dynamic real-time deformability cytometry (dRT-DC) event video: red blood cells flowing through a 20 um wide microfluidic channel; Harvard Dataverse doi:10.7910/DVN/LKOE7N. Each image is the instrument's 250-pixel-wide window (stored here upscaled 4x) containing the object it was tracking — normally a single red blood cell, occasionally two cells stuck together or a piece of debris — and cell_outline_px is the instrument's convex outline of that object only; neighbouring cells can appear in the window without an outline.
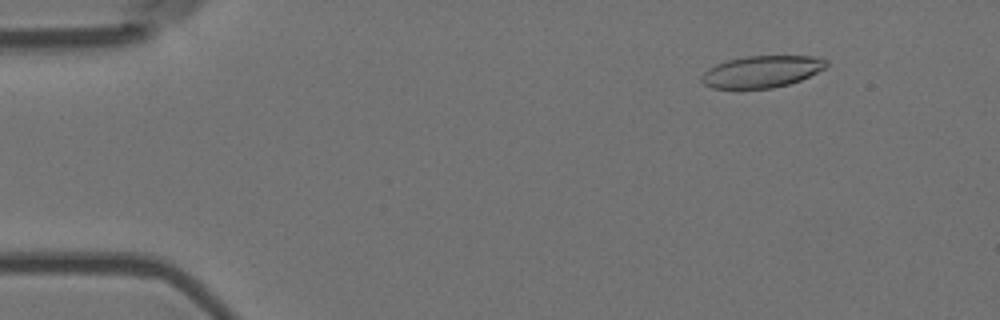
{"species": "Egyptian fruit bat (a non-hibernating species)", "species_latin": "Rousettus aegyptiacus", "temperature_condition": "room temperature", "stored_images_in_passage": 56, "camera_frame_rate_fps": 3000, "um_per_image_px": 0.085, "animal": {"sex": "female"}, "frame": {"image": 1, "passage_image": 7, "time_ms": 2.0, "image_size_px": [1000, 320], "cell_outline_px": [[828, 64], [824, 68], [800, 80], [788, 84], [772, 88], [736, 92], [712, 88], [704, 84], [700, 80], [700, 76], [708, 68], [716, 64], [728, 60], [744, 56], [816, 56], [828, 60]], "centroid_in_image_um": [64.66, 6.13], "position_along_channel_um": 20.3, "area_um2": 23.93}}
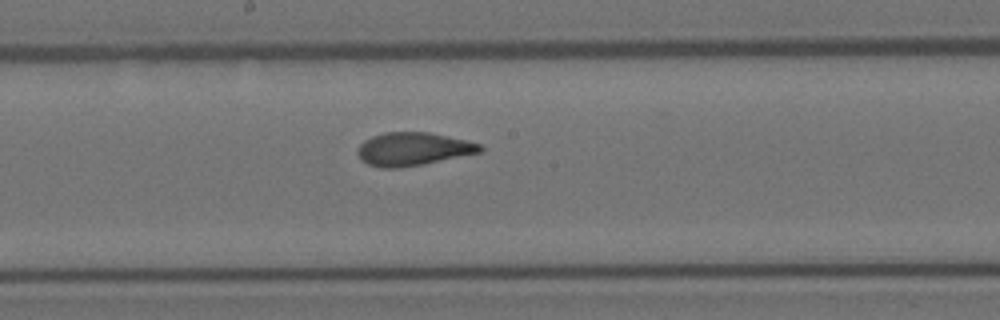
{"frame": {"image": 2, "passage_image": 30, "time_ms": 9.667, "image_size_px": [1000, 320], "cell_outline_px": [[484, 152], [424, 164], [400, 168], [380, 168], [368, 164], [360, 160], [356, 152], [360, 144], [364, 140], [372, 136], [384, 132], [428, 132], [464, 140], [480, 144], [484, 148]], "centroid_in_image_um": [35.09, 12.68], "position_along_channel_um": 213.1, "area_um2": 23.87}}
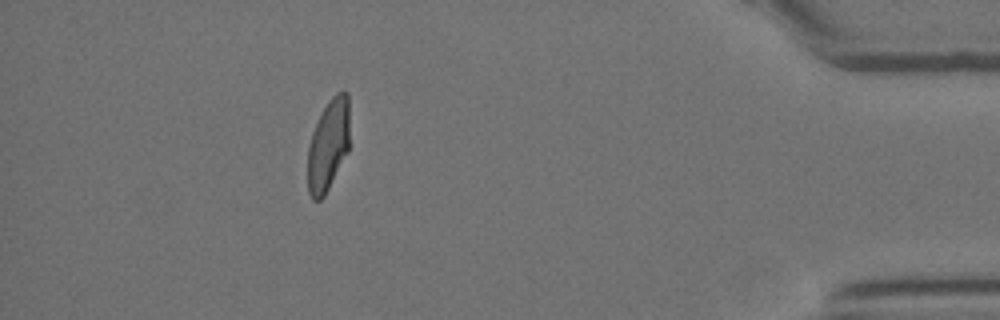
{"frame": {"image": 3, "passage_image": 50, "time_ms": 16.333, "image_size_px": [1000, 320], "cell_outline_px": [[348, 152], [324, 196], [320, 200], [312, 200], [308, 192], [308, 148], [312, 132], [328, 100], [336, 92], [348, 92]], "centroid_in_image_um": [27.89, 12.35], "position_along_channel_um": 407.3, "area_um2": 22.14}, "authors_computed_cell_mechanics": {"area_um2": 23.9292, "velocity_mm_per_s": 3.6926, "shape_relaxation_time_tau1_ms": 8.2663, "shape_relaxation_time_tau2_ms": 1.2251, "deformation_change_tau1": 0.2568, "deformation_change_tau2": 0.0649}}